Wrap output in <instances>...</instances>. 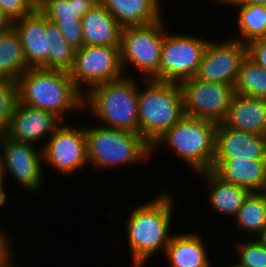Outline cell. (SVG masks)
Listing matches in <instances>:
<instances>
[{"mask_svg":"<svg viewBox=\"0 0 266 267\" xmlns=\"http://www.w3.org/2000/svg\"><path fill=\"white\" fill-rule=\"evenodd\" d=\"M153 200L135 206L127 217V244L132 267H143L169 244L175 199L167 190ZM163 250V251H162Z\"/></svg>","mask_w":266,"mask_h":267,"instance_id":"cell-1","label":"cell"},{"mask_svg":"<svg viewBox=\"0 0 266 267\" xmlns=\"http://www.w3.org/2000/svg\"><path fill=\"white\" fill-rule=\"evenodd\" d=\"M16 83L19 103L51 112L62 122L64 114L84 110V95L68 71L28 68Z\"/></svg>","mask_w":266,"mask_h":267,"instance_id":"cell-2","label":"cell"},{"mask_svg":"<svg viewBox=\"0 0 266 267\" xmlns=\"http://www.w3.org/2000/svg\"><path fill=\"white\" fill-rule=\"evenodd\" d=\"M139 82L128 73L116 81L94 86L84 94V111L89 107L102 126L139 133Z\"/></svg>","mask_w":266,"mask_h":267,"instance_id":"cell-3","label":"cell"},{"mask_svg":"<svg viewBox=\"0 0 266 267\" xmlns=\"http://www.w3.org/2000/svg\"><path fill=\"white\" fill-rule=\"evenodd\" d=\"M138 91V129L143 139L152 146L183 116V98L179 83L141 80Z\"/></svg>","mask_w":266,"mask_h":267,"instance_id":"cell-4","label":"cell"},{"mask_svg":"<svg viewBox=\"0 0 266 267\" xmlns=\"http://www.w3.org/2000/svg\"><path fill=\"white\" fill-rule=\"evenodd\" d=\"M216 129L217 123L211 120L184 115L154 142L151 156H154L153 153L158 148L166 146L186 161L195 173L211 170L215 156Z\"/></svg>","mask_w":266,"mask_h":267,"instance_id":"cell-5","label":"cell"},{"mask_svg":"<svg viewBox=\"0 0 266 267\" xmlns=\"http://www.w3.org/2000/svg\"><path fill=\"white\" fill-rule=\"evenodd\" d=\"M85 134L88 164L100 171L114 166L139 165L151 157V146L139 133L86 125Z\"/></svg>","mask_w":266,"mask_h":267,"instance_id":"cell-6","label":"cell"},{"mask_svg":"<svg viewBox=\"0 0 266 267\" xmlns=\"http://www.w3.org/2000/svg\"><path fill=\"white\" fill-rule=\"evenodd\" d=\"M164 20L122 28L119 49L125 76L127 67L132 66L140 73L141 79L160 81V57L167 31Z\"/></svg>","mask_w":266,"mask_h":267,"instance_id":"cell-7","label":"cell"},{"mask_svg":"<svg viewBox=\"0 0 266 267\" xmlns=\"http://www.w3.org/2000/svg\"><path fill=\"white\" fill-rule=\"evenodd\" d=\"M208 41L196 35L174 34L167 30L160 57V81L181 83L195 77Z\"/></svg>","mask_w":266,"mask_h":267,"instance_id":"cell-8","label":"cell"},{"mask_svg":"<svg viewBox=\"0 0 266 267\" xmlns=\"http://www.w3.org/2000/svg\"><path fill=\"white\" fill-rule=\"evenodd\" d=\"M69 73L74 85L83 95L96 85L121 79L125 75L120 49L112 46L84 45L75 51L73 68Z\"/></svg>","mask_w":266,"mask_h":267,"instance_id":"cell-9","label":"cell"},{"mask_svg":"<svg viewBox=\"0 0 266 267\" xmlns=\"http://www.w3.org/2000/svg\"><path fill=\"white\" fill-rule=\"evenodd\" d=\"M184 115L222 123L227 116L234 87L225 83H212L196 77L179 83Z\"/></svg>","mask_w":266,"mask_h":267,"instance_id":"cell-10","label":"cell"},{"mask_svg":"<svg viewBox=\"0 0 266 267\" xmlns=\"http://www.w3.org/2000/svg\"><path fill=\"white\" fill-rule=\"evenodd\" d=\"M68 124L62 122L40 146L44 166L50 165L65 176L88 165L85 126Z\"/></svg>","mask_w":266,"mask_h":267,"instance_id":"cell-11","label":"cell"},{"mask_svg":"<svg viewBox=\"0 0 266 267\" xmlns=\"http://www.w3.org/2000/svg\"><path fill=\"white\" fill-rule=\"evenodd\" d=\"M37 145L16 142L3 135L0 142V171L3 179L9 173L19 186L28 192L41 190L44 181L42 148Z\"/></svg>","mask_w":266,"mask_h":267,"instance_id":"cell-12","label":"cell"},{"mask_svg":"<svg viewBox=\"0 0 266 267\" xmlns=\"http://www.w3.org/2000/svg\"><path fill=\"white\" fill-rule=\"evenodd\" d=\"M234 37L223 42L208 41L195 75L198 80L234 87L241 62L247 56L246 44Z\"/></svg>","mask_w":266,"mask_h":267,"instance_id":"cell-13","label":"cell"},{"mask_svg":"<svg viewBox=\"0 0 266 267\" xmlns=\"http://www.w3.org/2000/svg\"><path fill=\"white\" fill-rule=\"evenodd\" d=\"M12 26L20 36L27 67L48 69L49 20L36 8Z\"/></svg>","mask_w":266,"mask_h":267,"instance_id":"cell-14","label":"cell"},{"mask_svg":"<svg viewBox=\"0 0 266 267\" xmlns=\"http://www.w3.org/2000/svg\"><path fill=\"white\" fill-rule=\"evenodd\" d=\"M61 123L51 112L18 102L5 135L13 141L35 145L49 138Z\"/></svg>","mask_w":266,"mask_h":267,"instance_id":"cell-15","label":"cell"},{"mask_svg":"<svg viewBox=\"0 0 266 267\" xmlns=\"http://www.w3.org/2000/svg\"><path fill=\"white\" fill-rule=\"evenodd\" d=\"M266 159V135H253L217 124L214 159Z\"/></svg>","mask_w":266,"mask_h":267,"instance_id":"cell-16","label":"cell"},{"mask_svg":"<svg viewBox=\"0 0 266 267\" xmlns=\"http://www.w3.org/2000/svg\"><path fill=\"white\" fill-rule=\"evenodd\" d=\"M211 170L222 180L250 192L266 191V159H214Z\"/></svg>","mask_w":266,"mask_h":267,"instance_id":"cell-17","label":"cell"},{"mask_svg":"<svg viewBox=\"0 0 266 267\" xmlns=\"http://www.w3.org/2000/svg\"><path fill=\"white\" fill-rule=\"evenodd\" d=\"M223 123L253 135H266V99L234 94Z\"/></svg>","mask_w":266,"mask_h":267,"instance_id":"cell-18","label":"cell"},{"mask_svg":"<svg viewBox=\"0 0 266 267\" xmlns=\"http://www.w3.org/2000/svg\"><path fill=\"white\" fill-rule=\"evenodd\" d=\"M86 46L120 47L122 27L98 1L81 18Z\"/></svg>","mask_w":266,"mask_h":267,"instance_id":"cell-19","label":"cell"},{"mask_svg":"<svg viewBox=\"0 0 266 267\" xmlns=\"http://www.w3.org/2000/svg\"><path fill=\"white\" fill-rule=\"evenodd\" d=\"M99 2L122 28L148 25L164 18L160 0H99Z\"/></svg>","mask_w":266,"mask_h":267,"instance_id":"cell-20","label":"cell"},{"mask_svg":"<svg viewBox=\"0 0 266 267\" xmlns=\"http://www.w3.org/2000/svg\"><path fill=\"white\" fill-rule=\"evenodd\" d=\"M202 237L198 232L174 233L164 253L169 266L212 267Z\"/></svg>","mask_w":266,"mask_h":267,"instance_id":"cell-21","label":"cell"},{"mask_svg":"<svg viewBox=\"0 0 266 267\" xmlns=\"http://www.w3.org/2000/svg\"><path fill=\"white\" fill-rule=\"evenodd\" d=\"M197 175H200L210 188L207 201L211 208L215 212L231 216L233 220L250 191L222 180L212 170L200 172Z\"/></svg>","mask_w":266,"mask_h":267,"instance_id":"cell-22","label":"cell"},{"mask_svg":"<svg viewBox=\"0 0 266 267\" xmlns=\"http://www.w3.org/2000/svg\"><path fill=\"white\" fill-rule=\"evenodd\" d=\"M27 69L20 36L11 26L0 32V78L16 82Z\"/></svg>","mask_w":266,"mask_h":267,"instance_id":"cell-23","label":"cell"},{"mask_svg":"<svg viewBox=\"0 0 266 267\" xmlns=\"http://www.w3.org/2000/svg\"><path fill=\"white\" fill-rule=\"evenodd\" d=\"M233 219L236 229L256 237L266 226V191L250 192Z\"/></svg>","mask_w":266,"mask_h":267,"instance_id":"cell-24","label":"cell"},{"mask_svg":"<svg viewBox=\"0 0 266 267\" xmlns=\"http://www.w3.org/2000/svg\"><path fill=\"white\" fill-rule=\"evenodd\" d=\"M234 7L239 11L237 23L240 35L235 37L236 40L247 44L266 37V5L238 3Z\"/></svg>","mask_w":266,"mask_h":267,"instance_id":"cell-25","label":"cell"},{"mask_svg":"<svg viewBox=\"0 0 266 267\" xmlns=\"http://www.w3.org/2000/svg\"><path fill=\"white\" fill-rule=\"evenodd\" d=\"M234 94L266 99V70L248 56L241 62Z\"/></svg>","mask_w":266,"mask_h":267,"instance_id":"cell-26","label":"cell"},{"mask_svg":"<svg viewBox=\"0 0 266 267\" xmlns=\"http://www.w3.org/2000/svg\"><path fill=\"white\" fill-rule=\"evenodd\" d=\"M99 0H37L38 10L50 21L81 19Z\"/></svg>","mask_w":266,"mask_h":267,"instance_id":"cell-27","label":"cell"},{"mask_svg":"<svg viewBox=\"0 0 266 267\" xmlns=\"http://www.w3.org/2000/svg\"><path fill=\"white\" fill-rule=\"evenodd\" d=\"M48 69L70 71L75 60V49L66 41L58 26L49 20Z\"/></svg>","mask_w":266,"mask_h":267,"instance_id":"cell-28","label":"cell"},{"mask_svg":"<svg viewBox=\"0 0 266 267\" xmlns=\"http://www.w3.org/2000/svg\"><path fill=\"white\" fill-rule=\"evenodd\" d=\"M17 103V83L11 79L0 78V132L3 135L7 133Z\"/></svg>","mask_w":266,"mask_h":267,"instance_id":"cell-29","label":"cell"},{"mask_svg":"<svg viewBox=\"0 0 266 267\" xmlns=\"http://www.w3.org/2000/svg\"><path fill=\"white\" fill-rule=\"evenodd\" d=\"M235 244L239 267H266V249L255 238Z\"/></svg>","mask_w":266,"mask_h":267,"instance_id":"cell-30","label":"cell"},{"mask_svg":"<svg viewBox=\"0 0 266 267\" xmlns=\"http://www.w3.org/2000/svg\"><path fill=\"white\" fill-rule=\"evenodd\" d=\"M3 14L13 23L31 14L37 8V0H0Z\"/></svg>","mask_w":266,"mask_h":267,"instance_id":"cell-31","label":"cell"},{"mask_svg":"<svg viewBox=\"0 0 266 267\" xmlns=\"http://www.w3.org/2000/svg\"><path fill=\"white\" fill-rule=\"evenodd\" d=\"M62 32L69 45L75 49H81L84 44L81 19H74V21H52Z\"/></svg>","mask_w":266,"mask_h":267,"instance_id":"cell-32","label":"cell"},{"mask_svg":"<svg viewBox=\"0 0 266 267\" xmlns=\"http://www.w3.org/2000/svg\"><path fill=\"white\" fill-rule=\"evenodd\" d=\"M246 46L247 56L266 70V37L252 40Z\"/></svg>","mask_w":266,"mask_h":267,"instance_id":"cell-33","label":"cell"},{"mask_svg":"<svg viewBox=\"0 0 266 267\" xmlns=\"http://www.w3.org/2000/svg\"><path fill=\"white\" fill-rule=\"evenodd\" d=\"M0 226V267L7 262L12 256V239ZM11 240V241H10Z\"/></svg>","mask_w":266,"mask_h":267,"instance_id":"cell-34","label":"cell"},{"mask_svg":"<svg viewBox=\"0 0 266 267\" xmlns=\"http://www.w3.org/2000/svg\"><path fill=\"white\" fill-rule=\"evenodd\" d=\"M4 186H5V182H4L2 173L0 171V207L4 206L8 200V194L6 193Z\"/></svg>","mask_w":266,"mask_h":267,"instance_id":"cell-35","label":"cell"},{"mask_svg":"<svg viewBox=\"0 0 266 267\" xmlns=\"http://www.w3.org/2000/svg\"><path fill=\"white\" fill-rule=\"evenodd\" d=\"M11 26H12V23L3 14L1 7H0V32L9 29Z\"/></svg>","mask_w":266,"mask_h":267,"instance_id":"cell-36","label":"cell"},{"mask_svg":"<svg viewBox=\"0 0 266 267\" xmlns=\"http://www.w3.org/2000/svg\"><path fill=\"white\" fill-rule=\"evenodd\" d=\"M255 239L266 249V226L260 231Z\"/></svg>","mask_w":266,"mask_h":267,"instance_id":"cell-37","label":"cell"},{"mask_svg":"<svg viewBox=\"0 0 266 267\" xmlns=\"http://www.w3.org/2000/svg\"><path fill=\"white\" fill-rule=\"evenodd\" d=\"M210 1H212V2H218V3H222V5H228L229 7L231 6V7H233V6H235L236 4H238L239 3V0H210Z\"/></svg>","mask_w":266,"mask_h":267,"instance_id":"cell-38","label":"cell"},{"mask_svg":"<svg viewBox=\"0 0 266 267\" xmlns=\"http://www.w3.org/2000/svg\"><path fill=\"white\" fill-rule=\"evenodd\" d=\"M242 4H263L266 5V0H239Z\"/></svg>","mask_w":266,"mask_h":267,"instance_id":"cell-39","label":"cell"},{"mask_svg":"<svg viewBox=\"0 0 266 267\" xmlns=\"http://www.w3.org/2000/svg\"><path fill=\"white\" fill-rule=\"evenodd\" d=\"M14 257L12 256L7 262H5L1 267H15L14 265ZM14 265V266H13Z\"/></svg>","mask_w":266,"mask_h":267,"instance_id":"cell-40","label":"cell"},{"mask_svg":"<svg viewBox=\"0 0 266 267\" xmlns=\"http://www.w3.org/2000/svg\"><path fill=\"white\" fill-rule=\"evenodd\" d=\"M230 267H239V266L235 262V264H232Z\"/></svg>","mask_w":266,"mask_h":267,"instance_id":"cell-41","label":"cell"},{"mask_svg":"<svg viewBox=\"0 0 266 267\" xmlns=\"http://www.w3.org/2000/svg\"><path fill=\"white\" fill-rule=\"evenodd\" d=\"M3 134L0 132V142H1V138H2Z\"/></svg>","mask_w":266,"mask_h":267,"instance_id":"cell-42","label":"cell"}]
</instances>
